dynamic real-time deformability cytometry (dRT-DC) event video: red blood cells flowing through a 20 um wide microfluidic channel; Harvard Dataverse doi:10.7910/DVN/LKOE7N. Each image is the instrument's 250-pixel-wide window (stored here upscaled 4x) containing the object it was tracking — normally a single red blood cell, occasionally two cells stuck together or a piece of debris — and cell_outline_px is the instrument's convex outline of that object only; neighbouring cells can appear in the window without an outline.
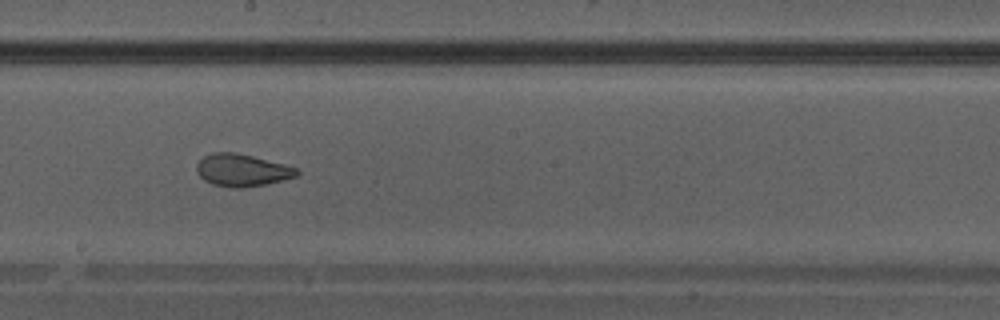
{"species": "Egyptian fruit bat (a non-hibernating species)", "species_latin": "Rousettus aegyptiacus", "temperature_condition": "warm", "stored_images_in_passage": 40, "camera_frame_rate_fps": 3000, "um_per_image_px": 0.085, "animal": {"sex": "male"}, "frame": {"image": 1, "passage_image": 23, "time_ms": 7.333, "image_size_px": [1000, 320], "cell_outline_px": [[300, 172], [296, 176], [264, 184], [244, 188], [232, 188], [212, 184], [204, 180], [196, 172], [196, 164], [204, 156], [212, 152], [236, 152], [284, 164], [296, 168]], "centroid_in_image_um": [20.52, 14.46], "position_along_channel_um": 227.7, "area_um2": 18.79}}